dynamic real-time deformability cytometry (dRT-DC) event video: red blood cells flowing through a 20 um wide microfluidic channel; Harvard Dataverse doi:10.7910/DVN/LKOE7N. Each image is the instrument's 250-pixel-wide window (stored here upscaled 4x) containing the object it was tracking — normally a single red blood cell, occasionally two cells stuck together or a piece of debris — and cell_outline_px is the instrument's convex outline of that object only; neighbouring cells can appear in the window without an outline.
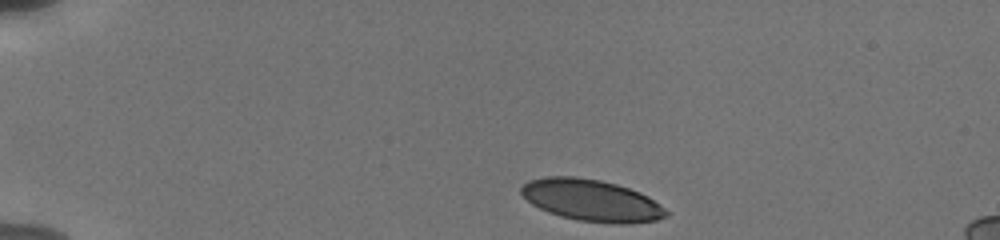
{"species": "human", "species_latin": "Homo sapiens", "temperature_condition": "cold", "stored_images_in_passage": 5, "camera_frame_rate_fps": 3000, "um_per_image_px": 0.085, "donor": {"sex": "male"}, "frame": {"image": 1, "passage_image": 1, "time_ms": 0.0, "image_size_px": [1000, 240], "cell_outline_px": [[668, 216], [656, 220], [628, 224], [616, 224], [576, 220], [560, 216], [548, 212], [532, 204], [520, 192], [520, 188], [528, 180], [548, 176], [576, 176], [600, 180], [616, 184], [640, 192], [648, 196], [664, 208], [668, 212]], "centroid_in_image_um": [50.27, 17.03], "position_along_channel_um": 34.7, "area_um2": 35.26}}
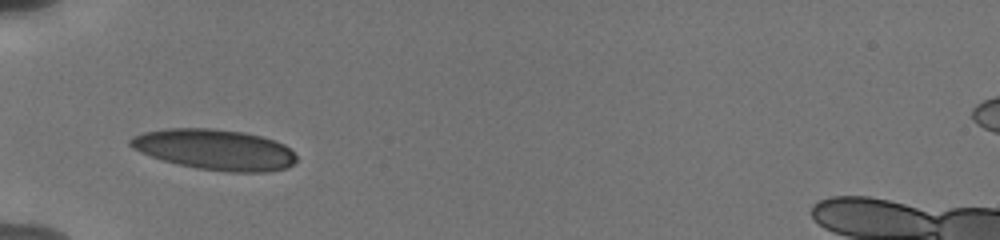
{"frame": {"image": 2, "passage_image": 4, "time_ms": 2.667, "image_size_px": [1000, 240], "cell_outline_px": [[296, 160], [288, 168], [268, 172], [228, 172], [196, 168], [164, 160], [140, 152], [132, 148], [128, 144], [128, 140], [132, 136], [144, 132], [164, 128], [212, 128], [244, 132], [260, 136], [284, 144], [296, 156]], "centroid_in_image_um": [18.24, 12.71], "position_along_channel_um": 66.8, "area_um2": 39.3}}